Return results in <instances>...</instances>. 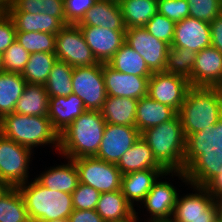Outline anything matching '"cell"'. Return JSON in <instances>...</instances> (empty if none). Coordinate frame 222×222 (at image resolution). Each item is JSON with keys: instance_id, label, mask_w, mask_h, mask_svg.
<instances>
[{"instance_id": "18", "label": "cell", "mask_w": 222, "mask_h": 222, "mask_svg": "<svg viewBox=\"0 0 222 222\" xmlns=\"http://www.w3.org/2000/svg\"><path fill=\"white\" fill-rule=\"evenodd\" d=\"M94 57L100 63H108L125 42V31L104 27L79 26Z\"/></svg>"}, {"instance_id": "38", "label": "cell", "mask_w": 222, "mask_h": 222, "mask_svg": "<svg viewBox=\"0 0 222 222\" xmlns=\"http://www.w3.org/2000/svg\"><path fill=\"white\" fill-rule=\"evenodd\" d=\"M3 71L22 73L29 61L30 53L25 50L16 40L4 51Z\"/></svg>"}, {"instance_id": "32", "label": "cell", "mask_w": 222, "mask_h": 222, "mask_svg": "<svg viewBox=\"0 0 222 222\" xmlns=\"http://www.w3.org/2000/svg\"><path fill=\"white\" fill-rule=\"evenodd\" d=\"M114 70L140 77H151L153 74L145 63V60L133 50L126 42L113 55L107 63Z\"/></svg>"}, {"instance_id": "52", "label": "cell", "mask_w": 222, "mask_h": 222, "mask_svg": "<svg viewBox=\"0 0 222 222\" xmlns=\"http://www.w3.org/2000/svg\"><path fill=\"white\" fill-rule=\"evenodd\" d=\"M21 222H39V220L34 219L33 217H27Z\"/></svg>"}, {"instance_id": "23", "label": "cell", "mask_w": 222, "mask_h": 222, "mask_svg": "<svg viewBox=\"0 0 222 222\" xmlns=\"http://www.w3.org/2000/svg\"><path fill=\"white\" fill-rule=\"evenodd\" d=\"M85 111L87 110L83 101L72 93L67 97L50 98L47 116L53 128L60 134Z\"/></svg>"}, {"instance_id": "31", "label": "cell", "mask_w": 222, "mask_h": 222, "mask_svg": "<svg viewBox=\"0 0 222 222\" xmlns=\"http://www.w3.org/2000/svg\"><path fill=\"white\" fill-rule=\"evenodd\" d=\"M126 29L144 27L158 12L157 0H119Z\"/></svg>"}, {"instance_id": "1", "label": "cell", "mask_w": 222, "mask_h": 222, "mask_svg": "<svg viewBox=\"0 0 222 222\" xmlns=\"http://www.w3.org/2000/svg\"><path fill=\"white\" fill-rule=\"evenodd\" d=\"M184 172L188 183L203 187L222 172V118L186 138Z\"/></svg>"}, {"instance_id": "46", "label": "cell", "mask_w": 222, "mask_h": 222, "mask_svg": "<svg viewBox=\"0 0 222 222\" xmlns=\"http://www.w3.org/2000/svg\"><path fill=\"white\" fill-rule=\"evenodd\" d=\"M6 12L41 13V0H10Z\"/></svg>"}, {"instance_id": "10", "label": "cell", "mask_w": 222, "mask_h": 222, "mask_svg": "<svg viewBox=\"0 0 222 222\" xmlns=\"http://www.w3.org/2000/svg\"><path fill=\"white\" fill-rule=\"evenodd\" d=\"M72 86V93L83 101L86 110L101 111L107 98L102 63L74 68Z\"/></svg>"}, {"instance_id": "30", "label": "cell", "mask_w": 222, "mask_h": 222, "mask_svg": "<svg viewBox=\"0 0 222 222\" xmlns=\"http://www.w3.org/2000/svg\"><path fill=\"white\" fill-rule=\"evenodd\" d=\"M25 85L26 80L20 73L0 72V119L14 112Z\"/></svg>"}, {"instance_id": "5", "label": "cell", "mask_w": 222, "mask_h": 222, "mask_svg": "<svg viewBox=\"0 0 222 222\" xmlns=\"http://www.w3.org/2000/svg\"><path fill=\"white\" fill-rule=\"evenodd\" d=\"M141 137L167 171H184L186 137L178 114L169 121L144 130Z\"/></svg>"}, {"instance_id": "16", "label": "cell", "mask_w": 222, "mask_h": 222, "mask_svg": "<svg viewBox=\"0 0 222 222\" xmlns=\"http://www.w3.org/2000/svg\"><path fill=\"white\" fill-rule=\"evenodd\" d=\"M191 87L222 88V53L210 46L196 53Z\"/></svg>"}, {"instance_id": "51", "label": "cell", "mask_w": 222, "mask_h": 222, "mask_svg": "<svg viewBox=\"0 0 222 222\" xmlns=\"http://www.w3.org/2000/svg\"><path fill=\"white\" fill-rule=\"evenodd\" d=\"M218 219H219L220 222H222V200H219Z\"/></svg>"}, {"instance_id": "6", "label": "cell", "mask_w": 222, "mask_h": 222, "mask_svg": "<svg viewBox=\"0 0 222 222\" xmlns=\"http://www.w3.org/2000/svg\"><path fill=\"white\" fill-rule=\"evenodd\" d=\"M18 189L23 197L28 216L39 222L68 219L74 210L71 194L50 190L34 177L18 186Z\"/></svg>"}, {"instance_id": "40", "label": "cell", "mask_w": 222, "mask_h": 222, "mask_svg": "<svg viewBox=\"0 0 222 222\" xmlns=\"http://www.w3.org/2000/svg\"><path fill=\"white\" fill-rule=\"evenodd\" d=\"M175 22L157 12L144 26L155 38L168 43L170 46L174 38Z\"/></svg>"}, {"instance_id": "43", "label": "cell", "mask_w": 222, "mask_h": 222, "mask_svg": "<svg viewBox=\"0 0 222 222\" xmlns=\"http://www.w3.org/2000/svg\"><path fill=\"white\" fill-rule=\"evenodd\" d=\"M98 0H64L66 25H77Z\"/></svg>"}, {"instance_id": "4", "label": "cell", "mask_w": 222, "mask_h": 222, "mask_svg": "<svg viewBox=\"0 0 222 222\" xmlns=\"http://www.w3.org/2000/svg\"><path fill=\"white\" fill-rule=\"evenodd\" d=\"M187 138L222 118V88L191 87L178 111Z\"/></svg>"}, {"instance_id": "19", "label": "cell", "mask_w": 222, "mask_h": 222, "mask_svg": "<svg viewBox=\"0 0 222 222\" xmlns=\"http://www.w3.org/2000/svg\"><path fill=\"white\" fill-rule=\"evenodd\" d=\"M171 46L191 49L196 53L210 47V23L190 16L176 22Z\"/></svg>"}, {"instance_id": "35", "label": "cell", "mask_w": 222, "mask_h": 222, "mask_svg": "<svg viewBox=\"0 0 222 222\" xmlns=\"http://www.w3.org/2000/svg\"><path fill=\"white\" fill-rule=\"evenodd\" d=\"M56 60L55 53L30 54L21 76L26 80V83L44 85Z\"/></svg>"}, {"instance_id": "37", "label": "cell", "mask_w": 222, "mask_h": 222, "mask_svg": "<svg viewBox=\"0 0 222 222\" xmlns=\"http://www.w3.org/2000/svg\"><path fill=\"white\" fill-rule=\"evenodd\" d=\"M56 35L46 32H16V41L30 54L55 53Z\"/></svg>"}, {"instance_id": "17", "label": "cell", "mask_w": 222, "mask_h": 222, "mask_svg": "<svg viewBox=\"0 0 222 222\" xmlns=\"http://www.w3.org/2000/svg\"><path fill=\"white\" fill-rule=\"evenodd\" d=\"M102 72L107 96L135 98L147 95L150 77H140L114 70L107 63H102Z\"/></svg>"}, {"instance_id": "39", "label": "cell", "mask_w": 222, "mask_h": 222, "mask_svg": "<svg viewBox=\"0 0 222 222\" xmlns=\"http://www.w3.org/2000/svg\"><path fill=\"white\" fill-rule=\"evenodd\" d=\"M190 17L212 22L222 13V0H187Z\"/></svg>"}, {"instance_id": "26", "label": "cell", "mask_w": 222, "mask_h": 222, "mask_svg": "<svg viewBox=\"0 0 222 222\" xmlns=\"http://www.w3.org/2000/svg\"><path fill=\"white\" fill-rule=\"evenodd\" d=\"M137 104L135 98L107 96L101 114L106 123L136 127Z\"/></svg>"}, {"instance_id": "21", "label": "cell", "mask_w": 222, "mask_h": 222, "mask_svg": "<svg viewBox=\"0 0 222 222\" xmlns=\"http://www.w3.org/2000/svg\"><path fill=\"white\" fill-rule=\"evenodd\" d=\"M77 25L126 31L118 0H98Z\"/></svg>"}, {"instance_id": "42", "label": "cell", "mask_w": 222, "mask_h": 222, "mask_svg": "<svg viewBox=\"0 0 222 222\" xmlns=\"http://www.w3.org/2000/svg\"><path fill=\"white\" fill-rule=\"evenodd\" d=\"M158 12L168 19L179 22L190 16L187 0H157Z\"/></svg>"}, {"instance_id": "34", "label": "cell", "mask_w": 222, "mask_h": 222, "mask_svg": "<svg viewBox=\"0 0 222 222\" xmlns=\"http://www.w3.org/2000/svg\"><path fill=\"white\" fill-rule=\"evenodd\" d=\"M73 69L68 63L56 60L44 84L50 98L57 96L67 97L72 94Z\"/></svg>"}, {"instance_id": "54", "label": "cell", "mask_w": 222, "mask_h": 222, "mask_svg": "<svg viewBox=\"0 0 222 222\" xmlns=\"http://www.w3.org/2000/svg\"><path fill=\"white\" fill-rule=\"evenodd\" d=\"M7 11V8L4 5H0V17Z\"/></svg>"}, {"instance_id": "14", "label": "cell", "mask_w": 222, "mask_h": 222, "mask_svg": "<svg viewBox=\"0 0 222 222\" xmlns=\"http://www.w3.org/2000/svg\"><path fill=\"white\" fill-rule=\"evenodd\" d=\"M190 88L189 80L183 76L154 72L148 80L147 95L178 112Z\"/></svg>"}, {"instance_id": "25", "label": "cell", "mask_w": 222, "mask_h": 222, "mask_svg": "<svg viewBox=\"0 0 222 222\" xmlns=\"http://www.w3.org/2000/svg\"><path fill=\"white\" fill-rule=\"evenodd\" d=\"M178 112L170 106L155 101L148 95L138 100L136 109V128L142 133L173 119Z\"/></svg>"}, {"instance_id": "20", "label": "cell", "mask_w": 222, "mask_h": 222, "mask_svg": "<svg viewBox=\"0 0 222 222\" xmlns=\"http://www.w3.org/2000/svg\"><path fill=\"white\" fill-rule=\"evenodd\" d=\"M166 171L145 169L122 175L120 190L133 208L139 210L135 211V214L141 213L142 210L138 208L139 204L150 192L158 177Z\"/></svg>"}, {"instance_id": "27", "label": "cell", "mask_w": 222, "mask_h": 222, "mask_svg": "<svg viewBox=\"0 0 222 222\" xmlns=\"http://www.w3.org/2000/svg\"><path fill=\"white\" fill-rule=\"evenodd\" d=\"M95 210L105 222L129 219L136 211L121 190L101 193Z\"/></svg>"}, {"instance_id": "22", "label": "cell", "mask_w": 222, "mask_h": 222, "mask_svg": "<svg viewBox=\"0 0 222 222\" xmlns=\"http://www.w3.org/2000/svg\"><path fill=\"white\" fill-rule=\"evenodd\" d=\"M62 158L64 163L46 167L35 179L50 190L72 194L79 184L78 171L72 159Z\"/></svg>"}, {"instance_id": "56", "label": "cell", "mask_w": 222, "mask_h": 222, "mask_svg": "<svg viewBox=\"0 0 222 222\" xmlns=\"http://www.w3.org/2000/svg\"><path fill=\"white\" fill-rule=\"evenodd\" d=\"M51 222H69V220L68 219H60V220L51 221Z\"/></svg>"}, {"instance_id": "8", "label": "cell", "mask_w": 222, "mask_h": 222, "mask_svg": "<svg viewBox=\"0 0 222 222\" xmlns=\"http://www.w3.org/2000/svg\"><path fill=\"white\" fill-rule=\"evenodd\" d=\"M34 152L0 134V186L18 187L29 181Z\"/></svg>"}, {"instance_id": "50", "label": "cell", "mask_w": 222, "mask_h": 222, "mask_svg": "<svg viewBox=\"0 0 222 222\" xmlns=\"http://www.w3.org/2000/svg\"><path fill=\"white\" fill-rule=\"evenodd\" d=\"M142 222L141 217H139L138 214H135L134 216L130 217L129 219L118 221V222Z\"/></svg>"}, {"instance_id": "28", "label": "cell", "mask_w": 222, "mask_h": 222, "mask_svg": "<svg viewBox=\"0 0 222 222\" xmlns=\"http://www.w3.org/2000/svg\"><path fill=\"white\" fill-rule=\"evenodd\" d=\"M50 97L44 85L26 83L14 112L30 116H47Z\"/></svg>"}, {"instance_id": "45", "label": "cell", "mask_w": 222, "mask_h": 222, "mask_svg": "<svg viewBox=\"0 0 222 222\" xmlns=\"http://www.w3.org/2000/svg\"><path fill=\"white\" fill-rule=\"evenodd\" d=\"M41 13L58 18L66 25L64 0H41Z\"/></svg>"}, {"instance_id": "33", "label": "cell", "mask_w": 222, "mask_h": 222, "mask_svg": "<svg viewBox=\"0 0 222 222\" xmlns=\"http://www.w3.org/2000/svg\"><path fill=\"white\" fill-rule=\"evenodd\" d=\"M27 217L18 187L0 186V222H21Z\"/></svg>"}, {"instance_id": "9", "label": "cell", "mask_w": 222, "mask_h": 222, "mask_svg": "<svg viewBox=\"0 0 222 222\" xmlns=\"http://www.w3.org/2000/svg\"><path fill=\"white\" fill-rule=\"evenodd\" d=\"M187 187L192 192L179 193L171 219L175 222H217L219 200L203 186L188 183Z\"/></svg>"}, {"instance_id": "36", "label": "cell", "mask_w": 222, "mask_h": 222, "mask_svg": "<svg viewBox=\"0 0 222 222\" xmlns=\"http://www.w3.org/2000/svg\"><path fill=\"white\" fill-rule=\"evenodd\" d=\"M195 59L196 52L193 50L169 46L164 72L189 79L194 68Z\"/></svg>"}, {"instance_id": "2", "label": "cell", "mask_w": 222, "mask_h": 222, "mask_svg": "<svg viewBox=\"0 0 222 222\" xmlns=\"http://www.w3.org/2000/svg\"><path fill=\"white\" fill-rule=\"evenodd\" d=\"M105 126L101 111H85L59 134L58 156L68 159L95 156Z\"/></svg>"}, {"instance_id": "15", "label": "cell", "mask_w": 222, "mask_h": 222, "mask_svg": "<svg viewBox=\"0 0 222 222\" xmlns=\"http://www.w3.org/2000/svg\"><path fill=\"white\" fill-rule=\"evenodd\" d=\"M140 136L141 133L136 127L106 123L99 150L94 157L117 164Z\"/></svg>"}, {"instance_id": "3", "label": "cell", "mask_w": 222, "mask_h": 222, "mask_svg": "<svg viewBox=\"0 0 222 222\" xmlns=\"http://www.w3.org/2000/svg\"><path fill=\"white\" fill-rule=\"evenodd\" d=\"M0 134L33 151L50 146V151L59 153V133L48 116L7 114L0 119Z\"/></svg>"}, {"instance_id": "55", "label": "cell", "mask_w": 222, "mask_h": 222, "mask_svg": "<svg viewBox=\"0 0 222 222\" xmlns=\"http://www.w3.org/2000/svg\"><path fill=\"white\" fill-rule=\"evenodd\" d=\"M3 71V56L0 53V72Z\"/></svg>"}, {"instance_id": "29", "label": "cell", "mask_w": 222, "mask_h": 222, "mask_svg": "<svg viewBox=\"0 0 222 222\" xmlns=\"http://www.w3.org/2000/svg\"><path fill=\"white\" fill-rule=\"evenodd\" d=\"M15 24L16 32H46L57 34L65 25L48 14L27 12H7Z\"/></svg>"}, {"instance_id": "7", "label": "cell", "mask_w": 222, "mask_h": 222, "mask_svg": "<svg viewBox=\"0 0 222 222\" xmlns=\"http://www.w3.org/2000/svg\"><path fill=\"white\" fill-rule=\"evenodd\" d=\"M176 177L178 179H175ZM171 180H180L185 187L188 184L184 171H166L161 174L154 182L150 192L138 206L140 209L143 208L142 212H144L145 208V211L149 214L144 215L146 216V221L143 220L144 222H158L172 218L178 195L182 190L173 185Z\"/></svg>"}, {"instance_id": "24", "label": "cell", "mask_w": 222, "mask_h": 222, "mask_svg": "<svg viewBox=\"0 0 222 222\" xmlns=\"http://www.w3.org/2000/svg\"><path fill=\"white\" fill-rule=\"evenodd\" d=\"M122 175L145 169L166 170L154 157L153 151L140 136L116 164Z\"/></svg>"}, {"instance_id": "53", "label": "cell", "mask_w": 222, "mask_h": 222, "mask_svg": "<svg viewBox=\"0 0 222 222\" xmlns=\"http://www.w3.org/2000/svg\"><path fill=\"white\" fill-rule=\"evenodd\" d=\"M0 5H4L6 8L10 5V0H0Z\"/></svg>"}, {"instance_id": "57", "label": "cell", "mask_w": 222, "mask_h": 222, "mask_svg": "<svg viewBox=\"0 0 222 222\" xmlns=\"http://www.w3.org/2000/svg\"><path fill=\"white\" fill-rule=\"evenodd\" d=\"M158 222H175V221L172 220V219H168V220H165V221H158Z\"/></svg>"}, {"instance_id": "48", "label": "cell", "mask_w": 222, "mask_h": 222, "mask_svg": "<svg viewBox=\"0 0 222 222\" xmlns=\"http://www.w3.org/2000/svg\"><path fill=\"white\" fill-rule=\"evenodd\" d=\"M211 28V46L217 48L222 53V13L212 22Z\"/></svg>"}, {"instance_id": "47", "label": "cell", "mask_w": 222, "mask_h": 222, "mask_svg": "<svg viewBox=\"0 0 222 222\" xmlns=\"http://www.w3.org/2000/svg\"><path fill=\"white\" fill-rule=\"evenodd\" d=\"M69 222H105L102 217L92 210H76L74 209L68 218Z\"/></svg>"}, {"instance_id": "44", "label": "cell", "mask_w": 222, "mask_h": 222, "mask_svg": "<svg viewBox=\"0 0 222 222\" xmlns=\"http://www.w3.org/2000/svg\"><path fill=\"white\" fill-rule=\"evenodd\" d=\"M16 40V28L14 21L5 12L0 17V53L4 51Z\"/></svg>"}, {"instance_id": "41", "label": "cell", "mask_w": 222, "mask_h": 222, "mask_svg": "<svg viewBox=\"0 0 222 222\" xmlns=\"http://www.w3.org/2000/svg\"><path fill=\"white\" fill-rule=\"evenodd\" d=\"M100 192L95 188L80 183L73 191L72 195V205L73 209L76 210H92L96 209Z\"/></svg>"}, {"instance_id": "12", "label": "cell", "mask_w": 222, "mask_h": 222, "mask_svg": "<svg viewBox=\"0 0 222 222\" xmlns=\"http://www.w3.org/2000/svg\"><path fill=\"white\" fill-rule=\"evenodd\" d=\"M55 55L57 60L64 61L73 68L99 63L87 45L80 27L75 24L65 25L56 34Z\"/></svg>"}, {"instance_id": "11", "label": "cell", "mask_w": 222, "mask_h": 222, "mask_svg": "<svg viewBox=\"0 0 222 222\" xmlns=\"http://www.w3.org/2000/svg\"><path fill=\"white\" fill-rule=\"evenodd\" d=\"M76 165L79 182L95 188L100 193L121 189L122 173L116 164L96 157L72 159Z\"/></svg>"}, {"instance_id": "49", "label": "cell", "mask_w": 222, "mask_h": 222, "mask_svg": "<svg viewBox=\"0 0 222 222\" xmlns=\"http://www.w3.org/2000/svg\"><path fill=\"white\" fill-rule=\"evenodd\" d=\"M205 188L209 193L216 199H222V172L216 175L206 186Z\"/></svg>"}, {"instance_id": "13", "label": "cell", "mask_w": 222, "mask_h": 222, "mask_svg": "<svg viewBox=\"0 0 222 222\" xmlns=\"http://www.w3.org/2000/svg\"><path fill=\"white\" fill-rule=\"evenodd\" d=\"M125 42L145 60L152 73L164 71L170 46L168 43L155 38L144 27L126 29Z\"/></svg>"}]
</instances>
